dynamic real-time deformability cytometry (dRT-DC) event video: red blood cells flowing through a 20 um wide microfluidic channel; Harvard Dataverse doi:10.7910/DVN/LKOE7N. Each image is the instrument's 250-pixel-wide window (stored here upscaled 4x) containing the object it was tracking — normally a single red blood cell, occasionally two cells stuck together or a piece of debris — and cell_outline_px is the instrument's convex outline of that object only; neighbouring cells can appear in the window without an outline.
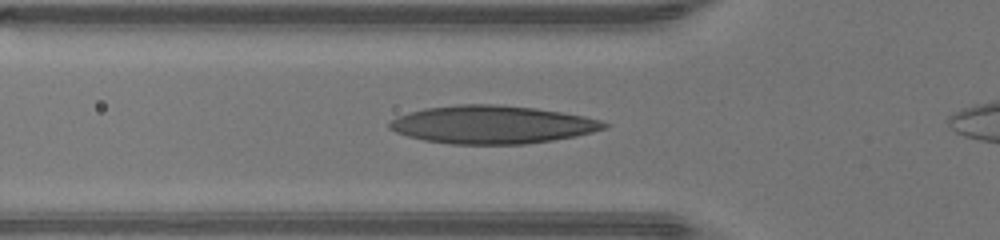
{"species": "human", "species_latin": "Homo sapiens", "temperature_condition": "warm", "stored_images_in_passage": 28, "camera_frame_rate_fps": 3000, "um_per_image_px": 0.085, "donor": {"sex": "male"}, "frame": {"image": 1, "passage_image": 5, "time_ms": 1.333, "image_size_px": [1000, 240], "cell_outline_px": [[612, 124], [608, 128], [576, 136], [552, 140], [524, 144], [452, 144], [424, 140], [408, 136], [396, 132], [388, 128], [388, 124], [396, 116], [408, 112], [424, 108], [460, 104], [496, 104], [536, 108], [584, 116], [600, 120]], "centroid_in_image_um": [41.84, 10.59], "position_along_channel_um": 84.0, "area_um2": 47.69}}
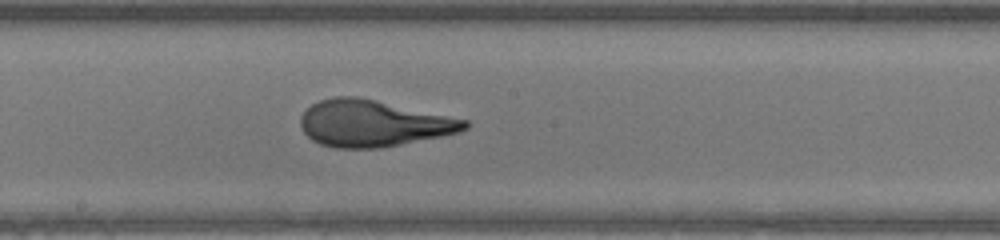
{"frame": {"image": 2, "passage_image": 14, "time_ms": 4.333, "image_size_px": [1000, 240], "cell_outline_px": [[468, 128], [460, 132], [380, 148], [336, 148], [320, 144], [312, 140], [300, 128], [300, 116], [312, 104], [320, 100], [332, 96], [356, 96], [468, 120]], "centroid_in_image_um": [31.68, 10.49], "position_along_channel_um": 216.5, "area_um2": 44.22}}
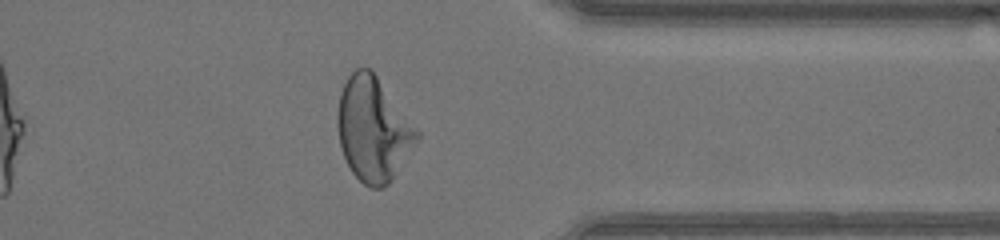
{"frame": {"image": 3, "passage_image": 26, "time_ms": 8.333, "image_size_px": [1000, 240], "cell_outline_px": [[420, 136], [416, 144], [392, 180], [384, 188], [372, 188], [364, 184], [352, 172], [344, 156], [340, 144], [336, 124], [336, 116], [340, 92], [348, 76], [356, 68], [372, 68], [420, 132]], "centroid_in_image_um": [31.72, 10.97], "position_along_channel_um": 379.7, "area_um2": 48.38}}